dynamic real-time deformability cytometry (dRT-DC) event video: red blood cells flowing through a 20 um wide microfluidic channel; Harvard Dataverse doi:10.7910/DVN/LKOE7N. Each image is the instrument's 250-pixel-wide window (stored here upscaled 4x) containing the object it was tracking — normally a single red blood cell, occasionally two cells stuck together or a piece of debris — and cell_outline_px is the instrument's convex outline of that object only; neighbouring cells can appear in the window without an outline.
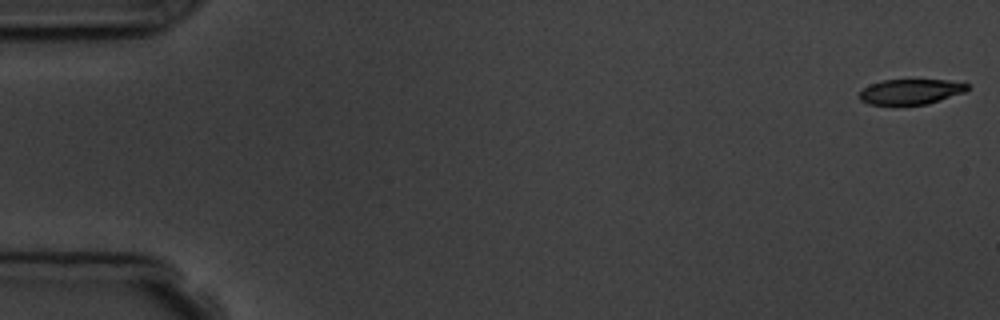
{"species": "common noctule bat (a hibernating species)", "species_latin": "Nyctalus noctula", "temperature_condition": "room temperature", "stored_images_in_passage": 13, "camera_frame_rate_fps": 3000, "um_per_image_px": 0.085, "animal": {"sex": "male", "body_mass_g": 19.5, "forearm_length_mm": 54.6}, "frame": {"image": 1, "passage_image": 1, "time_ms": 0.0, "image_size_px": [1000, 320], "cell_outline_px": [[968, 88], [964, 92], [928, 104], [868, 104], [860, 100], [860, 92], [864, 88], [872, 84], [884, 80], [948, 80], [968, 84]], "centroid_in_image_um": [77.41, 7.79], "position_along_channel_um": 7.6, "area_um2": 15.55}}
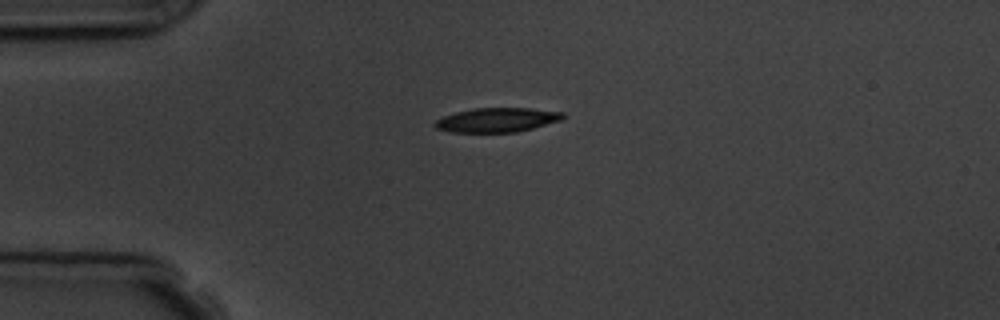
{"frame": {"image": 2, "passage_image": 4, "time_ms": 4.333, "image_size_px": [1000, 320], "cell_outline_px": [[564, 116], [560, 120], [532, 128], [516, 132], [452, 132], [436, 128], [432, 124], [436, 120], [444, 116], [456, 112], [476, 108], [532, 108], [564, 112]], "centroid_in_image_um": [42.23, 10.19], "position_along_channel_um": 42.8, "area_um2": 17.98}, "authors_computed_cell_mechanics": {"area_um2": 19.2474, "velocity_mm_per_s": 3.6857, "shape_relaxation_time_tau1_ms": 4.3794, "shape_relaxation_time_tau2_ms": 3.8226, "deformation_change_tau1": 0.1834, "deformation_change_tau2": 0.0997}}